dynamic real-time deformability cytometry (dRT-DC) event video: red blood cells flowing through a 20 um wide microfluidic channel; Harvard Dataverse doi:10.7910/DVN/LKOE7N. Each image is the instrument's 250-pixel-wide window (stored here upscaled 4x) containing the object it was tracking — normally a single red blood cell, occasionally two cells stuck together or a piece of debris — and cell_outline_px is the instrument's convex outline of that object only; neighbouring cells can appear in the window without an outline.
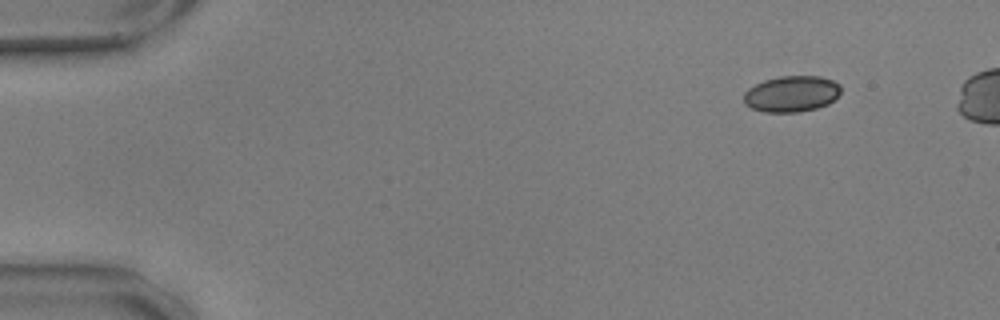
{"species": "common noctule bat (a hibernating species)", "species_latin": "Nyctalus noctula", "temperature_condition": "warm", "stored_images_in_passage": 7, "camera_frame_rate_fps": 3000, "um_per_image_px": 0.085, "animal": {"sex": "male", "body_mass_g": 17.9, "forearm_length_mm": 54.2}, "frame": {"image": 1, "passage_image": 1, "time_ms": 0.0, "image_size_px": [1000, 320], "cell_outline_px": [[840, 92], [828, 104], [816, 108], [796, 112], [764, 112], [752, 108], [744, 104], [744, 92], [748, 88], [764, 80], [780, 76], [820, 76], [832, 80], [840, 84]], "centroid_in_image_um": [67.26, 7.97], "position_along_channel_um": 17.7, "area_um2": 20.35}}